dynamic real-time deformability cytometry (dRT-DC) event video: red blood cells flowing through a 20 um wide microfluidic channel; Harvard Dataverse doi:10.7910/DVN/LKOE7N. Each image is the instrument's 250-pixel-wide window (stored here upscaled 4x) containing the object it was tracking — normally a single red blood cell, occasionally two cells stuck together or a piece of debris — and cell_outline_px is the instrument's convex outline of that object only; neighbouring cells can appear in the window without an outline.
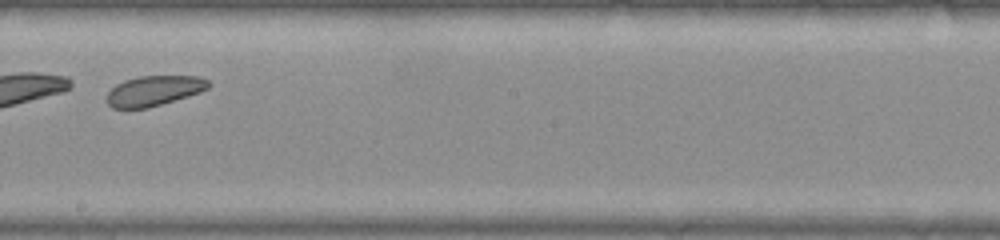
{"species": "common noctule bat (a hibernating species)", "species_latin": "Nyctalus noctula", "temperature_condition": "warm", "stored_images_in_passage": 32, "camera_frame_rate_fps": 3000, "um_per_image_px": 0.085, "animal": {"sex": "female", "body_mass_g": 22.0, "forearm_length_mm": 56.7}, "frame": {"image": 1, "passage_image": 19, "time_ms": 6.0, "image_size_px": [1000, 240], "cell_outline_px": [[212, 84], [208, 88], [200, 92], [188, 96], [148, 108], [112, 108], [108, 104], [108, 92], [116, 84], [124, 80], [140, 76], [196, 76], [208, 80]], "centroid_in_image_um": [13.1, 7.71], "position_along_channel_um": 235.1, "area_um2": 17.74}, "authors_computed_cell_mechanics": {"area_um2": 18.7561, "velocity_mm_per_s": 3.8574, "shape_relaxation_time_tau1_ms": 0.7249, "shape_relaxation_time_tau2_ms": null, "deformation_change_tau1": 0.0552, "deformation_change_tau2": null}}